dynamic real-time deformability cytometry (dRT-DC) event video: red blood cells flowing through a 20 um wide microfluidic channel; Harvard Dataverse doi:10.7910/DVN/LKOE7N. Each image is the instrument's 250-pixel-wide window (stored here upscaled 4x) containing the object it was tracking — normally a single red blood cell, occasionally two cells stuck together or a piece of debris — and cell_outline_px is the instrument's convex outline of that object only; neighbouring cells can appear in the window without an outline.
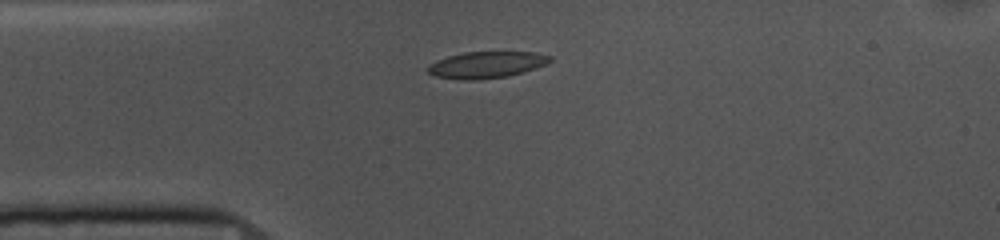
{"species": "common noctule bat (a hibernating species)", "species_latin": "Nyctalus noctula", "temperature_condition": "cold", "stored_images_in_passage": 43, "camera_frame_rate_fps": 3000, "um_per_image_px": 0.085, "animal": {"sex": "female", "body_mass_g": 10.0, "forearm_length_mm": 53.1}, "frame": {"image": 1, "passage_image": 1, "time_ms": 0.0, "image_size_px": [1000, 240], "cell_outline_px": [[552, 60], [536, 68], [508, 76], [480, 80], [464, 80], [436, 76], [428, 72], [428, 68], [436, 60], [448, 56], [464, 52], [536, 52], [552, 56]], "centroid_in_image_um": [41.38, 5.5], "position_along_channel_um": 43.6, "area_um2": 18.79}}
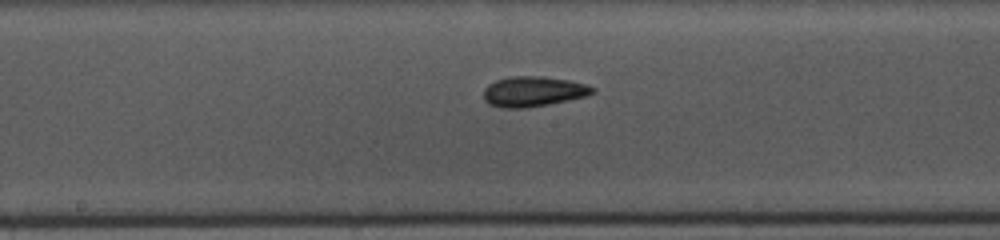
{"frame": {"image": 2, "passage_image": 15, "time_ms": 4.667, "image_size_px": [1000, 240], "cell_outline_px": [[596, 92], [588, 96], [528, 108], [500, 108], [488, 104], [484, 100], [484, 88], [488, 84], [496, 80], [512, 76], [544, 76], [568, 80], [588, 84], [596, 88]], "centroid_in_image_um": [45.35, 7.78], "position_along_channel_um": 202.9, "area_um2": 19.48}}
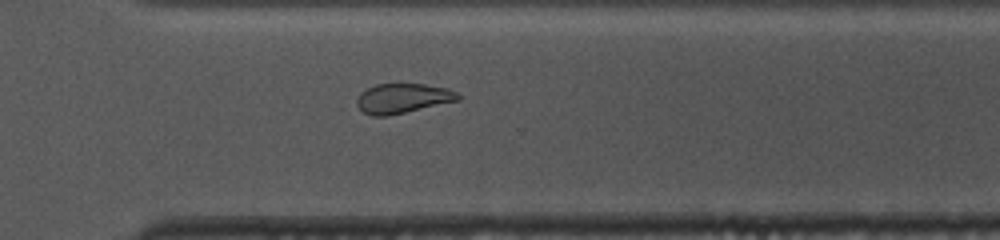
{"frame": {"image": 3, "passage_image": 26, "time_ms": 8.333, "image_size_px": [1000, 240], "cell_outline_px": [[460, 100], [388, 116], [372, 116], [364, 112], [356, 104], [356, 100], [360, 92], [376, 84], [424, 84], [448, 88], [456, 92], [460, 96]], "centroid_in_image_um": [34.23, 8.36], "position_along_channel_um": 336.4, "area_um2": 17.51}, "authors_computed_cell_mechanics": {"area_um2": 17.5134, "velocity_mm_per_s": 3.6524, "shape_relaxation_time_tau1_ms": 4.7587, "shape_relaxation_time_tau2_ms": 2.7434, "deformation_change_tau1": 0.1221, "deformation_change_tau2": 0.0638}}